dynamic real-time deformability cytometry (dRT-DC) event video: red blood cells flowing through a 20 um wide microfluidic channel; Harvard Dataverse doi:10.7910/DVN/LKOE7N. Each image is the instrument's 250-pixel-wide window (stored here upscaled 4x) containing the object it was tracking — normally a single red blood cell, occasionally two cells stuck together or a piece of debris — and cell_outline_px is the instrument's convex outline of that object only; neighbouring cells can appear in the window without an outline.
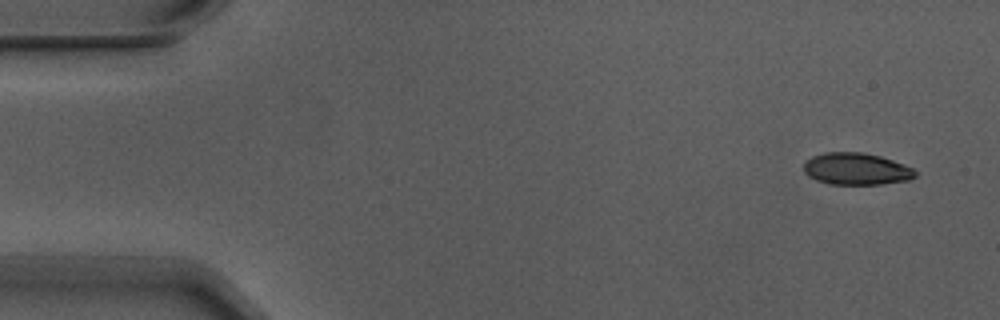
{"species": "Egyptian fruit bat (a non-hibernating species)", "species_latin": "Rousettus aegyptiacus", "temperature_condition": "warm", "stored_images_in_passage": 6, "camera_frame_rate_fps": 3000, "um_per_image_px": 0.085, "animal": {"sex": "male"}, "frame": {"image": 1, "passage_image": 1, "time_ms": 0.0, "image_size_px": [1000, 320], "cell_outline_px": [[916, 176], [908, 180], [880, 184], [832, 184], [816, 180], [808, 176], [804, 172], [804, 164], [812, 156], [828, 152], [864, 152], [880, 156], [904, 164], [912, 168], [916, 172]], "centroid_in_image_um": [72.79, 14.35], "position_along_channel_um": 12.2, "area_um2": 20.63}}
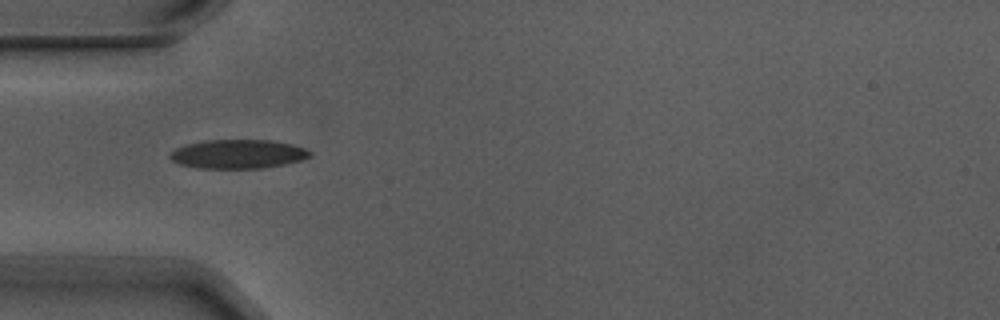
{"frame": {"image": 2, "passage_image": 5, "time_ms": 1.333, "image_size_px": [1000, 320], "cell_outline_px": [[312, 156], [300, 160], [284, 164], [264, 168], [196, 168], [180, 164], [172, 160], [168, 156], [176, 148], [184, 144], [204, 140], [272, 140], [292, 144], [304, 148], [312, 152]], "centroid_in_image_um": [20.22, 13.09], "position_along_channel_um": 64.8, "area_um2": 23.7}}